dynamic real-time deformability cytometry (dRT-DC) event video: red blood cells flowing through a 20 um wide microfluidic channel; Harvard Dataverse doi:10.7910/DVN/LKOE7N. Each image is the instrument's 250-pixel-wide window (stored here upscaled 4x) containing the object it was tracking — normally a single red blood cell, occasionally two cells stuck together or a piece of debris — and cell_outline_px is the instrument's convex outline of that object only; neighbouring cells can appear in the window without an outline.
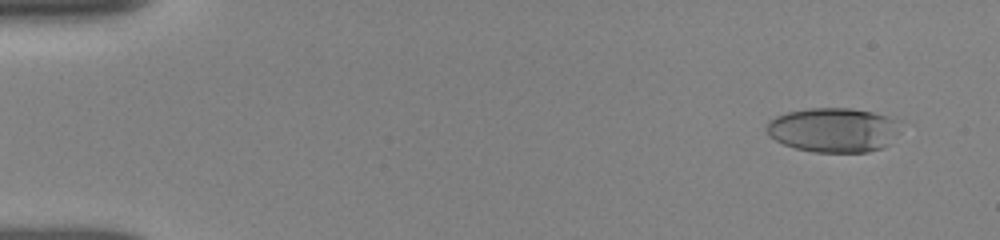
{"species": "human", "species_latin": "Homo sapiens", "temperature_condition": "room temperature", "stored_images_in_passage": 9, "camera_frame_rate_fps": 3000, "um_per_image_px": 0.085, "donor": {"sex": "female"}, "frame": {"image": 1, "passage_image": 2, "time_ms": 1.0, "image_size_px": [1000, 240], "cell_outline_px": [[892, 120], [888, 144], [880, 148], [868, 152], [812, 152], [796, 148], [784, 144], [768, 136], [764, 128], [768, 120], [776, 116], [788, 112], [808, 108], [852, 108], [872, 112], [888, 116]], "centroid_in_image_um": [70.64, 11.04], "position_along_channel_um": 14.4, "area_um2": 33.76}}
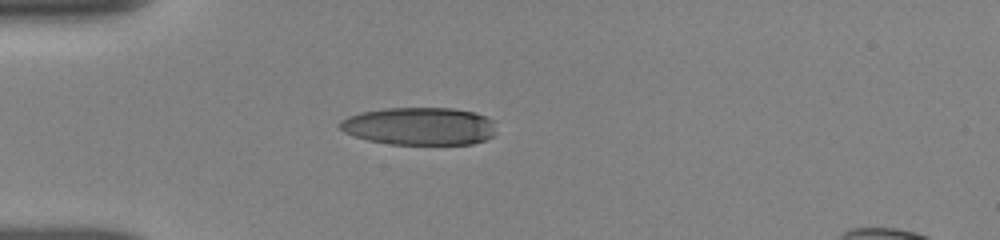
{"frame": {"image": 2, "passage_image": 7, "time_ms": 4.667, "image_size_px": [1000, 240], "cell_outline_px": [[492, 136], [484, 140], [472, 144], [392, 144], [368, 140], [344, 132], [336, 124], [340, 120], [348, 116], [360, 112], [384, 108], [452, 108], [472, 112], [484, 116], [492, 120]], "centroid_in_image_um": [35.58, 10.72], "position_along_channel_um": 49.4, "area_um2": 34.16}}
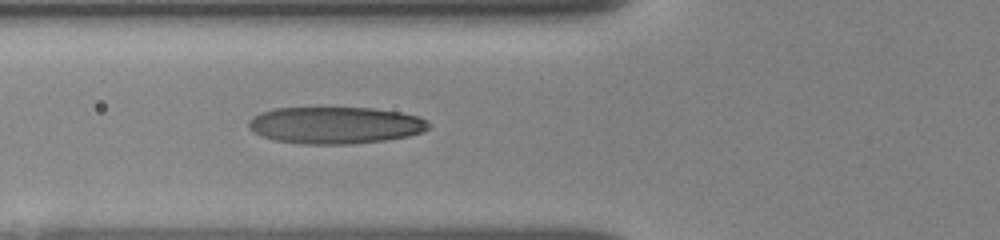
{"frame": {"image": 3, "passage_image": 9, "time_ms": 6.333, "image_size_px": [1000, 240], "cell_outline_px": [[428, 128], [420, 132], [408, 136], [384, 140], [352, 144], [304, 144], [276, 140], [260, 136], [252, 132], [248, 128], [248, 120], [252, 116], [260, 112], [276, 108], [372, 108], [400, 112], [416, 116], [424, 120], [428, 124]], "centroid_in_image_um": [28.41, 10.64], "position_along_channel_um": 97.4, "area_um2": 38.61}}